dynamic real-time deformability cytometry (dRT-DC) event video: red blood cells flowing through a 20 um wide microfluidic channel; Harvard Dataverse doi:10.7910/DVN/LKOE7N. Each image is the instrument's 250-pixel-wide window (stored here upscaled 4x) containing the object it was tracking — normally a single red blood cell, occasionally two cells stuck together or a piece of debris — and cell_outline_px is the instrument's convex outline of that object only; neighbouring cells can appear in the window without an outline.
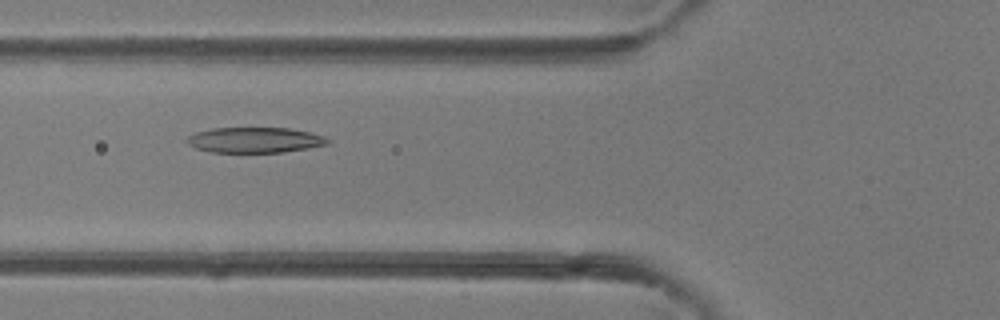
{"species": "common noctule bat (a hibernating species)", "species_latin": "Nyctalus noctula", "temperature_condition": "room temperature", "stored_images_in_passage": 4, "camera_frame_rate_fps": 3000, "um_per_image_px": 0.085, "animal": {"sex": "female"}, "frame": {"image": 1, "passage_image": 4, "time_ms": 3.333, "image_size_px": [1000, 320], "cell_outline_px": [[332, 140], [328, 144], [308, 148], [284, 152], [212, 152], [196, 148], [188, 144], [184, 140], [188, 136], [196, 132], [212, 128], [288, 128], [312, 132], [324, 136]], "centroid_in_image_um": [21.68, 11.9], "position_along_channel_um": 104.1, "area_um2": 20.98}}